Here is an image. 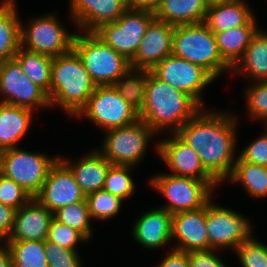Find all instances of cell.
I'll return each mask as SVG.
<instances>
[{"mask_svg": "<svg viewBox=\"0 0 267 267\" xmlns=\"http://www.w3.org/2000/svg\"><path fill=\"white\" fill-rule=\"evenodd\" d=\"M158 267H190L188 252L173 249Z\"/></svg>", "mask_w": 267, "mask_h": 267, "instance_id": "cell-44", "label": "cell"}, {"mask_svg": "<svg viewBox=\"0 0 267 267\" xmlns=\"http://www.w3.org/2000/svg\"><path fill=\"white\" fill-rule=\"evenodd\" d=\"M172 217V214L162 208L145 212L133 225L135 241L150 250L169 244L172 240Z\"/></svg>", "mask_w": 267, "mask_h": 267, "instance_id": "cell-21", "label": "cell"}, {"mask_svg": "<svg viewBox=\"0 0 267 267\" xmlns=\"http://www.w3.org/2000/svg\"><path fill=\"white\" fill-rule=\"evenodd\" d=\"M105 133L99 152L112 165L132 167L142 160L148 142L155 134L141 119L127 126L107 130Z\"/></svg>", "mask_w": 267, "mask_h": 267, "instance_id": "cell-9", "label": "cell"}, {"mask_svg": "<svg viewBox=\"0 0 267 267\" xmlns=\"http://www.w3.org/2000/svg\"><path fill=\"white\" fill-rule=\"evenodd\" d=\"M232 183H241L251 197H267V167L241 161L238 157L228 177Z\"/></svg>", "mask_w": 267, "mask_h": 267, "instance_id": "cell-29", "label": "cell"}, {"mask_svg": "<svg viewBox=\"0 0 267 267\" xmlns=\"http://www.w3.org/2000/svg\"><path fill=\"white\" fill-rule=\"evenodd\" d=\"M34 198L54 213L62 207L86 200V195L77 185L70 169L58 159Z\"/></svg>", "mask_w": 267, "mask_h": 267, "instance_id": "cell-16", "label": "cell"}, {"mask_svg": "<svg viewBox=\"0 0 267 267\" xmlns=\"http://www.w3.org/2000/svg\"><path fill=\"white\" fill-rule=\"evenodd\" d=\"M32 198L20 185L0 174V203L17 210Z\"/></svg>", "mask_w": 267, "mask_h": 267, "instance_id": "cell-40", "label": "cell"}, {"mask_svg": "<svg viewBox=\"0 0 267 267\" xmlns=\"http://www.w3.org/2000/svg\"><path fill=\"white\" fill-rule=\"evenodd\" d=\"M33 110L25 107L0 103V152L17 147L27 133Z\"/></svg>", "mask_w": 267, "mask_h": 267, "instance_id": "cell-24", "label": "cell"}, {"mask_svg": "<svg viewBox=\"0 0 267 267\" xmlns=\"http://www.w3.org/2000/svg\"><path fill=\"white\" fill-rule=\"evenodd\" d=\"M235 252L242 267H267V245L254 237L243 241Z\"/></svg>", "mask_w": 267, "mask_h": 267, "instance_id": "cell-37", "label": "cell"}, {"mask_svg": "<svg viewBox=\"0 0 267 267\" xmlns=\"http://www.w3.org/2000/svg\"><path fill=\"white\" fill-rule=\"evenodd\" d=\"M16 215V209L0 203V243L9 238Z\"/></svg>", "mask_w": 267, "mask_h": 267, "instance_id": "cell-43", "label": "cell"}, {"mask_svg": "<svg viewBox=\"0 0 267 267\" xmlns=\"http://www.w3.org/2000/svg\"><path fill=\"white\" fill-rule=\"evenodd\" d=\"M0 267H13L10 250L6 243H0Z\"/></svg>", "mask_w": 267, "mask_h": 267, "instance_id": "cell-46", "label": "cell"}, {"mask_svg": "<svg viewBox=\"0 0 267 267\" xmlns=\"http://www.w3.org/2000/svg\"><path fill=\"white\" fill-rule=\"evenodd\" d=\"M48 240L59 246L75 251H77L76 245L80 241H88L79 231L59 223L54 218L49 225Z\"/></svg>", "mask_w": 267, "mask_h": 267, "instance_id": "cell-39", "label": "cell"}, {"mask_svg": "<svg viewBox=\"0 0 267 267\" xmlns=\"http://www.w3.org/2000/svg\"><path fill=\"white\" fill-rule=\"evenodd\" d=\"M0 94L4 97L0 103L31 110L51 106L48 94L33 83L15 58L0 64Z\"/></svg>", "mask_w": 267, "mask_h": 267, "instance_id": "cell-13", "label": "cell"}, {"mask_svg": "<svg viewBox=\"0 0 267 267\" xmlns=\"http://www.w3.org/2000/svg\"><path fill=\"white\" fill-rule=\"evenodd\" d=\"M69 1L72 22L85 32H94L103 24L117 21L128 9L127 0Z\"/></svg>", "mask_w": 267, "mask_h": 267, "instance_id": "cell-18", "label": "cell"}, {"mask_svg": "<svg viewBox=\"0 0 267 267\" xmlns=\"http://www.w3.org/2000/svg\"><path fill=\"white\" fill-rule=\"evenodd\" d=\"M206 231L209 250L235 249L252 237V226L246 217L231 209L212 203L206 204Z\"/></svg>", "mask_w": 267, "mask_h": 267, "instance_id": "cell-12", "label": "cell"}, {"mask_svg": "<svg viewBox=\"0 0 267 267\" xmlns=\"http://www.w3.org/2000/svg\"><path fill=\"white\" fill-rule=\"evenodd\" d=\"M215 250H200L188 252L190 267H227L223 261L214 254Z\"/></svg>", "mask_w": 267, "mask_h": 267, "instance_id": "cell-42", "label": "cell"}, {"mask_svg": "<svg viewBox=\"0 0 267 267\" xmlns=\"http://www.w3.org/2000/svg\"><path fill=\"white\" fill-rule=\"evenodd\" d=\"M132 166L111 165L106 174L103 190L122 200L130 198L134 193L135 184L129 172Z\"/></svg>", "mask_w": 267, "mask_h": 267, "instance_id": "cell-35", "label": "cell"}, {"mask_svg": "<svg viewBox=\"0 0 267 267\" xmlns=\"http://www.w3.org/2000/svg\"><path fill=\"white\" fill-rule=\"evenodd\" d=\"M202 109L203 107L194 98L161 81L148 70L145 99L143 108L139 112V119L156 134L165 128L166 131L176 133Z\"/></svg>", "mask_w": 267, "mask_h": 267, "instance_id": "cell-2", "label": "cell"}, {"mask_svg": "<svg viewBox=\"0 0 267 267\" xmlns=\"http://www.w3.org/2000/svg\"><path fill=\"white\" fill-rule=\"evenodd\" d=\"M53 213L36 198L16 210L12 232L6 242L45 241Z\"/></svg>", "mask_w": 267, "mask_h": 267, "instance_id": "cell-20", "label": "cell"}, {"mask_svg": "<svg viewBox=\"0 0 267 267\" xmlns=\"http://www.w3.org/2000/svg\"><path fill=\"white\" fill-rule=\"evenodd\" d=\"M155 13L127 9L115 22L101 25L94 33L116 52L131 61Z\"/></svg>", "mask_w": 267, "mask_h": 267, "instance_id": "cell-10", "label": "cell"}, {"mask_svg": "<svg viewBox=\"0 0 267 267\" xmlns=\"http://www.w3.org/2000/svg\"><path fill=\"white\" fill-rule=\"evenodd\" d=\"M150 184L167 199L161 208L172 215L204 207L214 190L206 181L168 173L153 176Z\"/></svg>", "mask_w": 267, "mask_h": 267, "instance_id": "cell-7", "label": "cell"}, {"mask_svg": "<svg viewBox=\"0 0 267 267\" xmlns=\"http://www.w3.org/2000/svg\"><path fill=\"white\" fill-rule=\"evenodd\" d=\"M32 19L27 27H23L21 22V47L51 57L64 55L73 49L75 34L67 32L55 15Z\"/></svg>", "mask_w": 267, "mask_h": 267, "instance_id": "cell-11", "label": "cell"}, {"mask_svg": "<svg viewBox=\"0 0 267 267\" xmlns=\"http://www.w3.org/2000/svg\"><path fill=\"white\" fill-rule=\"evenodd\" d=\"M209 4L207 0H161L155 18L174 26L202 23Z\"/></svg>", "mask_w": 267, "mask_h": 267, "instance_id": "cell-25", "label": "cell"}, {"mask_svg": "<svg viewBox=\"0 0 267 267\" xmlns=\"http://www.w3.org/2000/svg\"><path fill=\"white\" fill-rule=\"evenodd\" d=\"M10 250L13 267H49L44 241L5 242Z\"/></svg>", "mask_w": 267, "mask_h": 267, "instance_id": "cell-32", "label": "cell"}, {"mask_svg": "<svg viewBox=\"0 0 267 267\" xmlns=\"http://www.w3.org/2000/svg\"><path fill=\"white\" fill-rule=\"evenodd\" d=\"M148 69L130 67L113 84L118 93L138 112L143 108Z\"/></svg>", "mask_w": 267, "mask_h": 267, "instance_id": "cell-31", "label": "cell"}, {"mask_svg": "<svg viewBox=\"0 0 267 267\" xmlns=\"http://www.w3.org/2000/svg\"><path fill=\"white\" fill-rule=\"evenodd\" d=\"M14 0L0 4V64L13 59L21 47V20Z\"/></svg>", "mask_w": 267, "mask_h": 267, "instance_id": "cell-27", "label": "cell"}, {"mask_svg": "<svg viewBox=\"0 0 267 267\" xmlns=\"http://www.w3.org/2000/svg\"><path fill=\"white\" fill-rule=\"evenodd\" d=\"M172 55L202 66L215 79L232 70L219 53L215 34L204 22L175 26Z\"/></svg>", "mask_w": 267, "mask_h": 267, "instance_id": "cell-4", "label": "cell"}, {"mask_svg": "<svg viewBox=\"0 0 267 267\" xmlns=\"http://www.w3.org/2000/svg\"><path fill=\"white\" fill-rule=\"evenodd\" d=\"M22 66L23 72L50 98L51 67L53 57L32 52L20 47L14 57Z\"/></svg>", "mask_w": 267, "mask_h": 267, "instance_id": "cell-30", "label": "cell"}, {"mask_svg": "<svg viewBox=\"0 0 267 267\" xmlns=\"http://www.w3.org/2000/svg\"><path fill=\"white\" fill-rule=\"evenodd\" d=\"M157 143L156 151L172 170L171 175L206 181L213 189L219 183L205 170L197 151L183 142L175 133Z\"/></svg>", "mask_w": 267, "mask_h": 267, "instance_id": "cell-15", "label": "cell"}, {"mask_svg": "<svg viewBox=\"0 0 267 267\" xmlns=\"http://www.w3.org/2000/svg\"><path fill=\"white\" fill-rule=\"evenodd\" d=\"M249 117L267 121V80L254 82L244 92Z\"/></svg>", "mask_w": 267, "mask_h": 267, "instance_id": "cell-36", "label": "cell"}, {"mask_svg": "<svg viewBox=\"0 0 267 267\" xmlns=\"http://www.w3.org/2000/svg\"><path fill=\"white\" fill-rule=\"evenodd\" d=\"M258 26H238L215 34L222 59L233 68L243 57Z\"/></svg>", "mask_w": 267, "mask_h": 267, "instance_id": "cell-28", "label": "cell"}, {"mask_svg": "<svg viewBox=\"0 0 267 267\" xmlns=\"http://www.w3.org/2000/svg\"><path fill=\"white\" fill-rule=\"evenodd\" d=\"M209 3L213 2H223V1H233V0H207Z\"/></svg>", "mask_w": 267, "mask_h": 267, "instance_id": "cell-47", "label": "cell"}, {"mask_svg": "<svg viewBox=\"0 0 267 267\" xmlns=\"http://www.w3.org/2000/svg\"><path fill=\"white\" fill-rule=\"evenodd\" d=\"M73 50L96 86H112L130 67V61L94 32L75 33Z\"/></svg>", "mask_w": 267, "mask_h": 267, "instance_id": "cell-5", "label": "cell"}, {"mask_svg": "<svg viewBox=\"0 0 267 267\" xmlns=\"http://www.w3.org/2000/svg\"><path fill=\"white\" fill-rule=\"evenodd\" d=\"M85 199L91 220L109 219L115 216L122 206V199L120 197L112 195L103 189L86 195Z\"/></svg>", "mask_w": 267, "mask_h": 267, "instance_id": "cell-34", "label": "cell"}, {"mask_svg": "<svg viewBox=\"0 0 267 267\" xmlns=\"http://www.w3.org/2000/svg\"><path fill=\"white\" fill-rule=\"evenodd\" d=\"M86 116L104 131L120 128L139 120V112L132 107L114 88L97 86L87 104L75 117Z\"/></svg>", "mask_w": 267, "mask_h": 267, "instance_id": "cell-8", "label": "cell"}, {"mask_svg": "<svg viewBox=\"0 0 267 267\" xmlns=\"http://www.w3.org/2000/svg\"><path fill=\"white\" fill-rule=\"evenodd\" d=\"M204 110L188 120L175 134L197 151L205 170L221 183L230 176L237 159L234 152L237 119L227 112Z\"/></svg>", "mask_w": 267, "mask_h": 267, "instance_id": "cell-1", "label": "cell"}, {"mask_svg": "<svg viewBox=\"0 0 267 267\" xmlns=\"http://www.w3.org/2000/svg\"><path fill=\"white\" fill-rule=\"evenodd\" d=\"M96 87L73 49L53 57L49 98L51 107L60 106L74 117L87 104Z\"/></svg>", "mask_w": 267, "mask_h": 267, "instance_id": "cell-3", "label": "cell"}, {"mask_svg": "<svg viewBox=\"0 0 267 267\" xmlns=\"http://www.w3.org/2000/svg\"><path fill=\"white\" fill-rule=\"evenodd\" d=\"M254 82L267 80V33L258 29L252 36L243 57L232 68Z\"/></svg>", "mask_w": 267, "mask_h": 267, "instance_id": "cell-26", "label": "cell"}, {"mask_svg": "<svg viewBox=\"0 0 267 267\" xmlns=\"http://www.w3.org/2000/svg\"><path fill=\"white\" fill-rule=\"evenodd\" d=\"M59 157L50 158L43 153H31L18 147L7 149L0 152V171L35 197Z\"/></svg>", "mask_w": 267, "mask_h": 267, "instance_id": "cell-6", "label": "cell"}, {"mask_svg": "<svg viewBox=\"0 0 267 267\" xmlns=\"http://www.w3.org/2000/svg\"><path fill=\"white\" fill-rule=\"evenodd\" d=\"M161 0H127L130 10L150 11L155 13L159 8Z\"/></svg>", "mask_w": 267, "mask_h": 267, "instance_id": "cell-45", "label": "cell"}, {"mask_svg": "<svg viewBox=\"0 0 267 267\" xmlns=\"http://www.w3.org/2000/svg\"><path fill=\"white\" fill-rule=\"evenodd\" d=\"M44 250L49 267H82L78 251L64 248L48 239L44 241Z\"/></svg>", "mask_w": 267, "mask_h": 267, "instance_id": "cell-38", "label": "cell"}, {"mask_svg": "<svg viewBox=\"0 0 267 267\" xmlns=\"http://www.w3.org/2000/svg\"><path fill=\"white\" fill-rule=\"evenodd\" d=\"M171 239H177L173 249L190 252L209 250L206 231V205L196 210L176 213L172 217Z\"/></svg>", "mask_w": 267, "mask_h": 267, "instance_id": "cell-19", "label": "cell"}, {"mask_svg": "<svg viewBox=\"0 0 267 267\" xmlns=\"http://www.w3.org/2000/svg\"><path fill=\"white\" fill-rule=\"evenodd\" d=\"M174 32V25L155 18L148 26L135 57L130 61L131 67L151 70L172 55Z\"/></svg>", "mask_w": 267, "mask_h": 267, "instance_id": "cell-17", "label": "cell"}, {"mask_svg": "<svg viewBox=\"0 0 267 267\" xmlns=\"http://www.w3.org/2000/svg\"><path fill=\"white\" fill-rule=\"evenodd\" d=\"M255 19L244 0H233L210 3L204 23L213 33H217L238 26H257Z\"/></svg>", "mask_w": 267, "mask_h": 267, "instance_id": "cell-22", "label": "cell"}, {"mask_svg": "<svg viewBox=\"0 0 267 267\" xmlns=\"http://www.w3.org/2000/svg\"><path fill=\"white\" fill-rule=\"evenodd\" d=\"M238 158L241 161H246L252 164H257L267 167V129L265 133L256 138L252 143L246 146Z\"/></svg>", "mask_w": 267, "mask_h": 267, "instance_id": "cell-41", "label": "cell"}, {"mask_svg": "<svg viewBox=\"0 0 267 267\" xmlns=\"http://www.w3.org/2000/svg\"><path fill=\"white\" fill-rule=\"evenodd\" d=\"M59 159L70 169L77 185L85 195L102 190L107 171L112 165L99 150L91 151L76 163L68 159Z\"/></svg>", "mask_w": 267, "mask_h": 267, "instance_id": "cell-23", "label": "cell"}, {"mask_svg": "<svg viewBox=\"0 0 267 267\" xmlns=\"http://www.w3.org/2000/svg\"><path fill=\"white\" fill-rule=\"evenodd\" d=\"M53 218L59 223L79 231L87 240L91 238V217L86 200H82L58 209Z\"/></svg>", "mask_w": 267, "mask_h": 267, "instance_id": "cell-33", "label": "cell"}, {"mask_svg": "<svg viewBox=\"0 0 267 267\" xmlns=\"http://www.w3.org/2000/svg\"><path fill=\"white\" fill-rule=\"evenodd\" d=\"M151 72L161 81L194 98L202 107L205 103L201 93L206 86L215 80L202 66L173 55L164 58L151 69Z\"/></svg>", "mask_w": 267, "mask_h": 267, "instance_id": "cell-14", "label": "cell"}]
</instances>
